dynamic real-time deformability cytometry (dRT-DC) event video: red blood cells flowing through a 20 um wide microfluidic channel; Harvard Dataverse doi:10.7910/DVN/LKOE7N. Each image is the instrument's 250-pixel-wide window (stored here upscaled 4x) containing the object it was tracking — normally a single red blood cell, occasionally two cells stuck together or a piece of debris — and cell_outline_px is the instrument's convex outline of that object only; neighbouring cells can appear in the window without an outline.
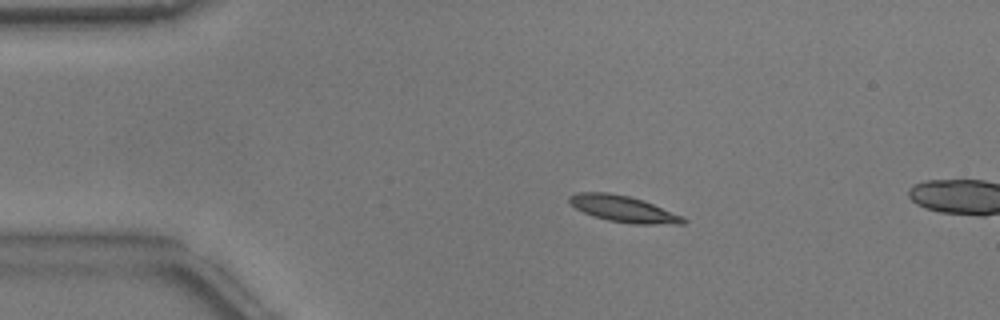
{"species": "common noctule bat (a hibernating species)", "species_latin": "Nyctalus noctula", "temperature_condition": "warm", "stored_images_in_passage": 13, "camera_frame_rate_fps": 3000, "um_per_image_px": 0.085, "animal": {"sex": "male", "body_mass_g": 17.9}, "frame": {"image": 1, "passage_image": 10, "time_ms": 3.0, "image_size_px": [1000, 320], "cell_outline_px": [[688, 220], [684, 224], [636, 224], [608, 220], [584, 212], [576, 208], [568, 200], [568, 196], [576, 192], [608, 192], [628, 196], [652, 204], [684, 216]], "centroid_in_image_um": [53.0, 17.75], "position_along_channel_um": 32.0, "area_um2": 17.22}}